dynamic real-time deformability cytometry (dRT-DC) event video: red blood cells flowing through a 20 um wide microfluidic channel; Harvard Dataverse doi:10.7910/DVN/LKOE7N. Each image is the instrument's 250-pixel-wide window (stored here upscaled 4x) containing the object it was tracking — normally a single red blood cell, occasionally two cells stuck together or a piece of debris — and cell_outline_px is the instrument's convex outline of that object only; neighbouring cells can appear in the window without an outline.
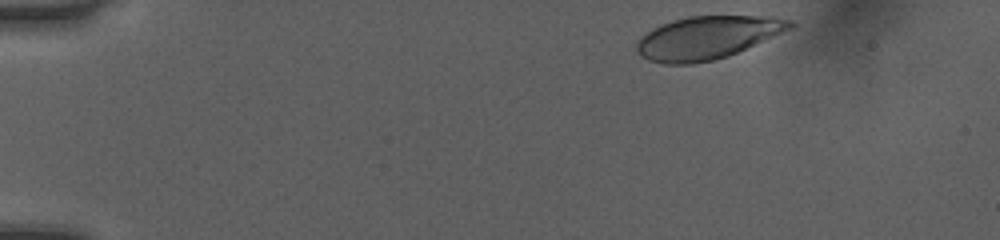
{"species": "human", "species_latin": "Homo sapiens", "temperature_condition": "room temperature", "stored_images_in_passage": 38, "camera_frame_rate_fps": 3000, "um_per_image_px": 0.085, "donor": {"sex": "female"}, "frame": {"image": 1, "passage_image": 2, "time_ms": 0.333, "image_size_px": [1000, 240], "cell_outline_px": [[796, 24], [792, 28], [728, 56], [712, 60], [692, 64], [664, 64], [648, 60], [640, 56], [636, 52], [636, 44], [640, 36], [652, 28], [660, 24], [672, 20], [688, 16], [772, 16], [792, 20]], "centroid_in_image_um": [60.08, 3.19], "position_along_channel_um": 24.9, "area_um2": 38.49}}
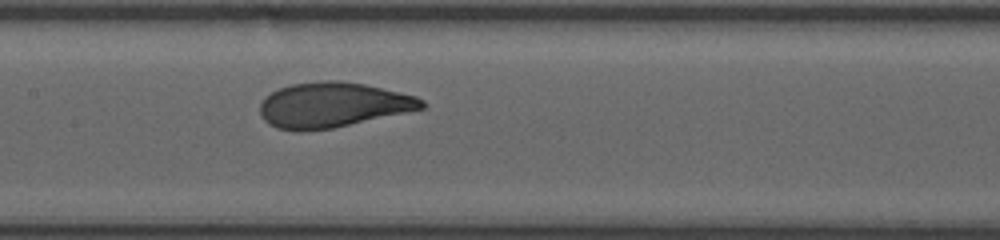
{"frame": {"image": 2, "passage_image": 21, "time_ms": 6.667, "image_size_px": [1000, 240], "cell_outline_px": [[428, 104], [424, 108], [332, 128], [276, 128], [268, 124], [260, 116], [260, 104], [264, 96], [280, 88], [292, 84], [324, 80], [340, 80], [364, 84], [416, 96], [424, 100]], "centroid_in_image_um": [28.29, 8.88], "position_along_channel_um": 179.1, "area_um2": 41.67}}
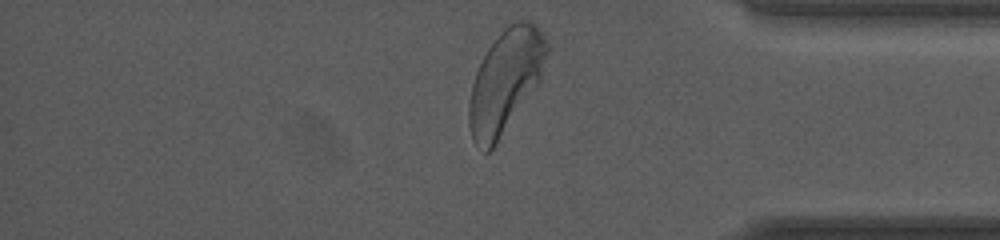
{"frame": {"image": 3, "passage_image": 38, "time_ms": 12.333, "image_size_px": [1000, 240], "cell_outline_px": [[552, 48], [540, 80], [536, 88], [496, 144], [488, 152], [484, 152], [472, 140], [468, 124], [468, 104], [472, 84], [476, 72], [488, 48], [500, 32], [508, 24], [516, 20], [528, 20], [536, 24], [544, 32], [552, 44]], "centroid_in_image_um": [43.02, 6.85], "position_along_channel_um": 392.2, "area_um2": 47.57}, "authors_computed_cell_mechanics": {"area_um2": 42.1073, "velocity_mm_per_s": 4.0316, "shape_relaxation_time_tau1_ms": 3.1039, "shape_relaxation_time_tau2_ms": null, "deformation_change_tau1": 0.1591, "deformation_change_tau2": null}}